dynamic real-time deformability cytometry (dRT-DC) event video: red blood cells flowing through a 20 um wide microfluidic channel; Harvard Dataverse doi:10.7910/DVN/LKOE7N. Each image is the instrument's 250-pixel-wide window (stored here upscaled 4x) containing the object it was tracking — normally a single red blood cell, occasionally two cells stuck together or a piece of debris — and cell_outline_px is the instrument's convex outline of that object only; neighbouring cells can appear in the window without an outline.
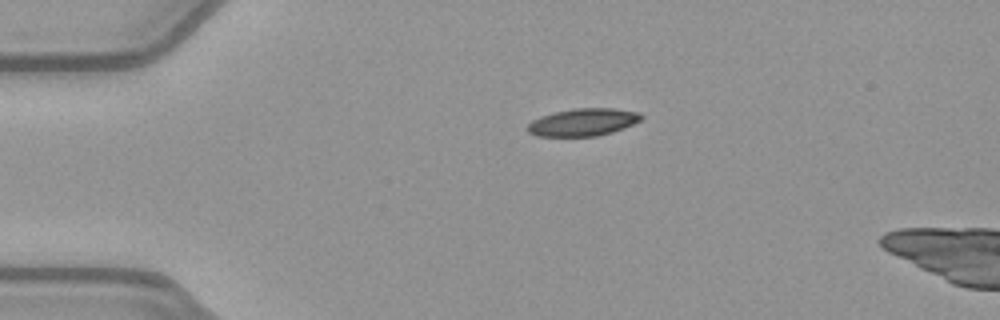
{"species": "common noctule bat (a hibernating species)", "species_latin": "Nyctalus noctula", "temperature_condition": "warm", "stored_images_in_passage": 41, "camera_frame_rate_fps": 3000, "um_per_image_px": 0.085, "animal": {"sex": "female", "body_mass_g": 21.9}, "frame": {"image": 1, "passage_image": 1, "time_ms": 0.0, "image_size_px": [1000, 320], "cell_outline_px": [[644, 116], [640, 120], [624, 128], [612, 132], [596, 136], [536, 136], [528, 132], [524, 128], [532, 120], [540, 116], [572, 108], [612, 108], [640, 112]], "centroid_in_image_um": [49.53, 10.38], "position_along_channel_um": 35.5, "area_um2": 18.32}}
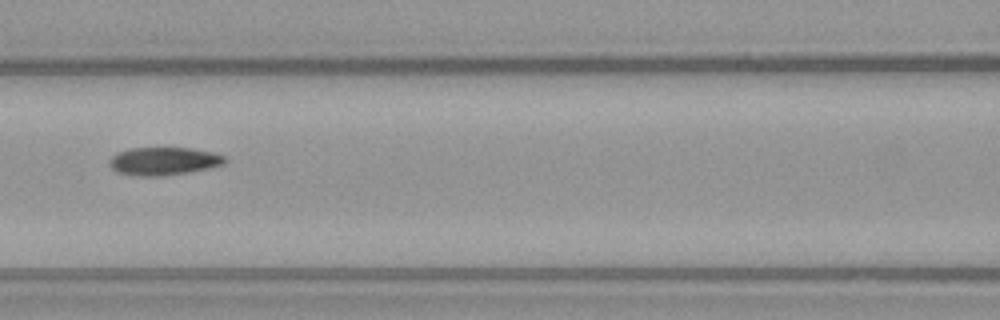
{"frame": {"image": 2, "passage_image": 13, "time_ms": 4.0, "image_size_px": [1000, 320], "cell_outline_px": [[228, 160], [224, 164], [212, 168], [164, 176], [140, 176], [116, 172], [108, 164], [108, 160], [116, 152], [132, 148], [192, 148], [212, 152], [224, 156]], "centroid_in_image_um": [13.92, 13.7], "position_along_channel_um": 152.7, "area_um2": 19.02}}
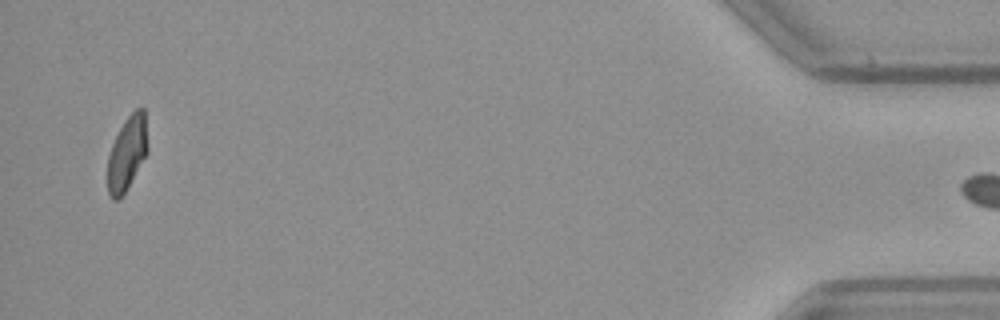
{"frame": {"image": 3, "passage_image": 40, "time_ms": 13.0, "image_size_px": [1000, 320], "cell_outline_px": [[148, 152], [124, 192], [116, 200], [112, 200], [108, 196], [108, 156], [112, 144], [124, 120], [136, 108], [144, 108], [148, 144]], "centroid_in_image_um": [10.81, 13.0], "position_along_channel_um": 424.4, "area_um2": 17.11}}